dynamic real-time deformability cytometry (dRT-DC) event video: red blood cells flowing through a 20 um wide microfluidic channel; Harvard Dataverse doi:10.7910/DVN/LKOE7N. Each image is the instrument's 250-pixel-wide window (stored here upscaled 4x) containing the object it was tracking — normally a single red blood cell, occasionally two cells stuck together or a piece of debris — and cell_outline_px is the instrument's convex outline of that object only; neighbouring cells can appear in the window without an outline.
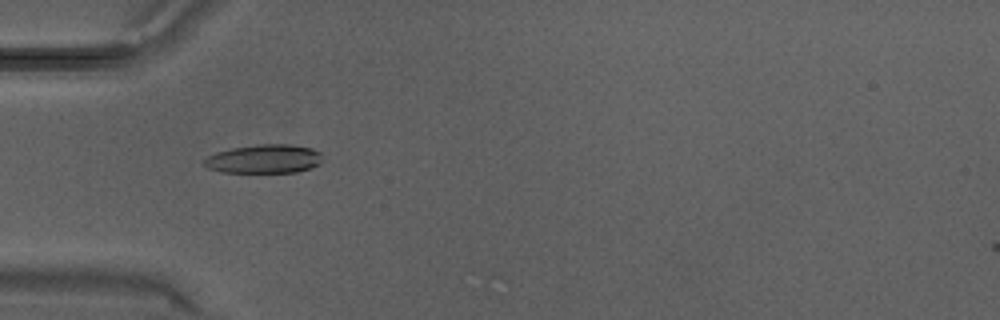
{"species": "Egyptian fruit bat (a non-hibernating species)", "species_latin": "Rousettus aegyptiacus", "temperature_condition": "warm", "stored_images_in_passage": 17, "camera_frame_rate_fps": 3000, "um_per_image_px": 0.085, "animal": {"sex": "male"}, "frame": {"image": 1, "passage_image": 5, "time_ms": 1.333, "image_size_px": [1000, 320], "cell_outline_px": [[320, 164], [312, 168], [296, 172], [220, 172], [208, 168], [200, 164], [208, 156], [216, 152], [232, 148], [260, 144], [292, 144], [312, 148], [320, 152]], "centroid_in_image_um": [22.43, 13.51], "position_along_channel_um": 62.6, "area_um2": 19.94}}
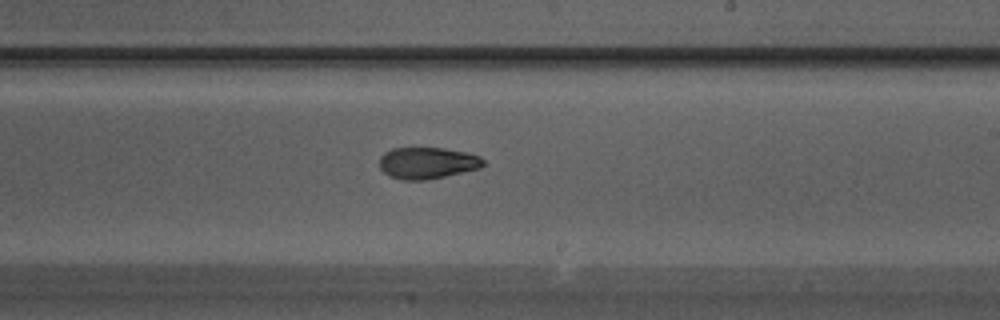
{"frame": {"image": 2, "passage_image": 14, "time_ms": 4.333, "image_size_px": [1000, 320], "cell_outline_px": [[484, 164], [480, 168], [444, 176], [424, 180], [404, 180], [388, 176], [380, 168], [380, 156], [384, 152], [392, 148], [444, 148], [464, 152], [480, 156], [484, 160]], "centroid_in_image_um": [36.29, 13.85], "position_along_channel_um": 252.7, "area_um2": 19.02}}